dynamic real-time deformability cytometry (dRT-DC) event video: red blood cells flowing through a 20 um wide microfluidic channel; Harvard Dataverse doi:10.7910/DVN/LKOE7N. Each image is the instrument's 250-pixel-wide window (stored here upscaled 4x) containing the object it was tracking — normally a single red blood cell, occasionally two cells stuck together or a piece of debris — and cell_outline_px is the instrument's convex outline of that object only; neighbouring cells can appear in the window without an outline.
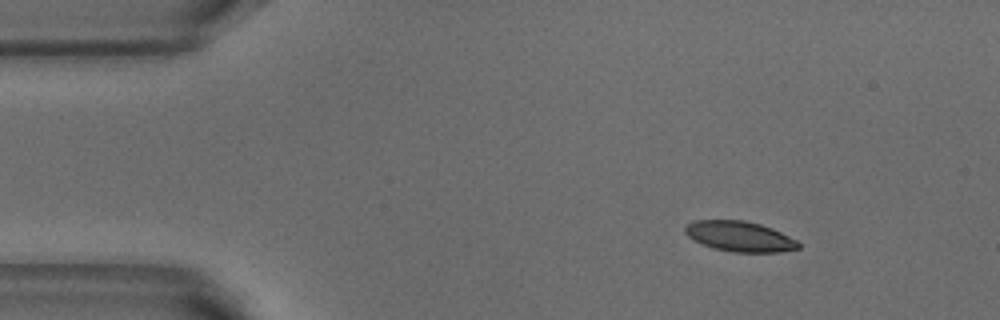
{"species": "common noctule bat (a hibernating species)", "species_latin": "Nyctalus noctula", "temperature_condition": "warm", "stored_images_in_passage": 3, "camera_frame_rate_fps": 3000, "um_per_image_px": 0.085, "animal": {"sex": "male", "body_mass_g": 18.8}, "frame": {"image": 1, "passage_image": 1, "time_ms": 0.0, "image_size_px": [1000, 320], "cell_outline_px": [[800, 248], [780, 252], [732, 252], [712, 248], [688, 236], [684, 232], [684, 228], [692, 220], [744, 220], [760, 224], [772, 228], [796, 240], [800, 244]], "centroid_in_image_um": [62.87, 20.09], "position_along_channel_um": 22.1, "area_um2": 19.94}}